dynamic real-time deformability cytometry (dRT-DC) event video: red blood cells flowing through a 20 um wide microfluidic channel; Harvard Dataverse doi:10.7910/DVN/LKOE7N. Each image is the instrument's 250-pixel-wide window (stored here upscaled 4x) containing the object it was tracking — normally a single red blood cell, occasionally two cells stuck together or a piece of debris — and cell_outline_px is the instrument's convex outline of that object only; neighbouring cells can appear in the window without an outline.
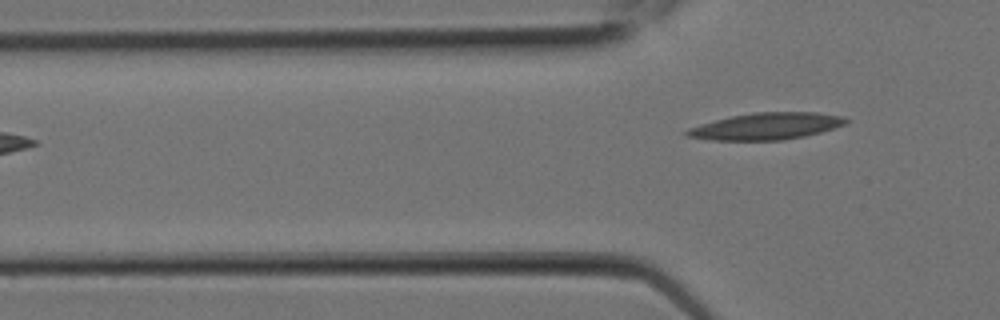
{"species": "Egyptian fruit bat (a non-hibernating species)", "species_latin": "Rousettus aegyptiacus", "temperature_condition": "room temperature", "stored_images_in_passage": 5, "segment_of_instrument_passage": [2, 2], "camera_frame_rate_fps": 3000, "um_per_image_px": 0.085, "animal": {"sex": "female"}, "frame": {"image": 1, "passage_image": 5, "time_ms": 1.333, "image_size_px": [1000, 320], "cell_outline_px": [[848, 120], [844, 124], [820, 132], [804, 136], [784, 140], [712, 140], [684, 136], [684, 132], [688, 128], [700, 124], [732, 116], [756, 112], [816, 112], [844, 116]], "centroid_in_image_um": [65.11, 10.73], "position_along_channel_um": 60.7, "area_um2": 24.68}}